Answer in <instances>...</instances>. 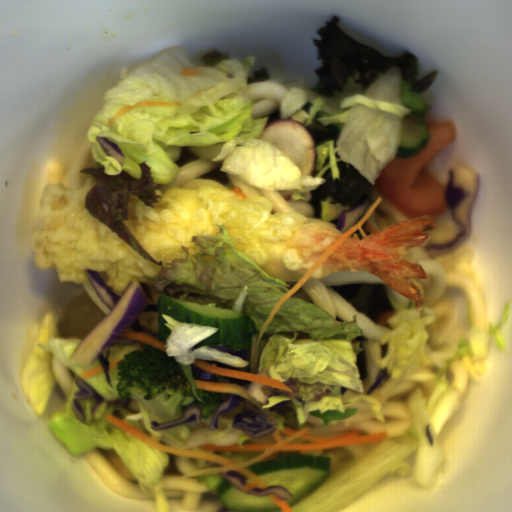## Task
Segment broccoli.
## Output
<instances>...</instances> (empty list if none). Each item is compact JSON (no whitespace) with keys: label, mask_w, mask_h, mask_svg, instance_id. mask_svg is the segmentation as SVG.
Masks as SVG:
<instances>
[{"label":"broccoli","mask_w":512,"mask_h":512,"mask_svg":"<svg viewBox=\"0 0 512 512\" xmlns=\"http://www.w3.org/2000/svg\"><path fill=\"white\" fill-rule=\"evenodd\" d=\"M116 372L118 396L135 397L146 409L151 423L183 417L187 382L174 357L146 344L143 350L126 353L118 361Z\"/></svg>","instance_id":"1"}]
</instances>
